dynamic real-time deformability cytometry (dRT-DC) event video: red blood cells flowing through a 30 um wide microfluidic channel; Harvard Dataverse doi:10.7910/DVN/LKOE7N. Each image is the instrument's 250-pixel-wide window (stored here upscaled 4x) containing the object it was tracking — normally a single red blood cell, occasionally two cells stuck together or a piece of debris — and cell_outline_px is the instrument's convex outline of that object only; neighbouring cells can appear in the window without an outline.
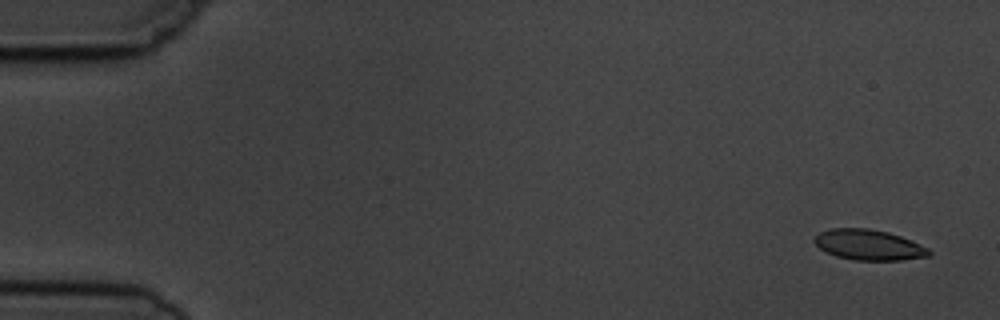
{"species": "common noctule bat (a hibernating species)", "species_latin": "Nyctalus noctula", "temperature_condition": "cold", "stored_images_in_passage": 5, "camera_frame_rate_fps": 3000, "um_per_image_px": 0.085, "animal": {"sex": "male", "body_mass_g": 19.5, "forearm_length_mm": 54.6}, "frame": {"image": 1, "passage_image": 1, "time_ms": 0.0, "image_size_px": [1000, 320], "cell_outline_px": [[932, 252], [928, 256], [900, 260], [856, 260], [836, 256], [820, 248], [812, 240], [820, 232], [832, 228], [868, 228], [888, 232], [912, 240], [928, 248]], "centroid_in_image_um": [73.85, 20.81], "position_along_channel_um": 11.1, "area_um2": 20.23}}
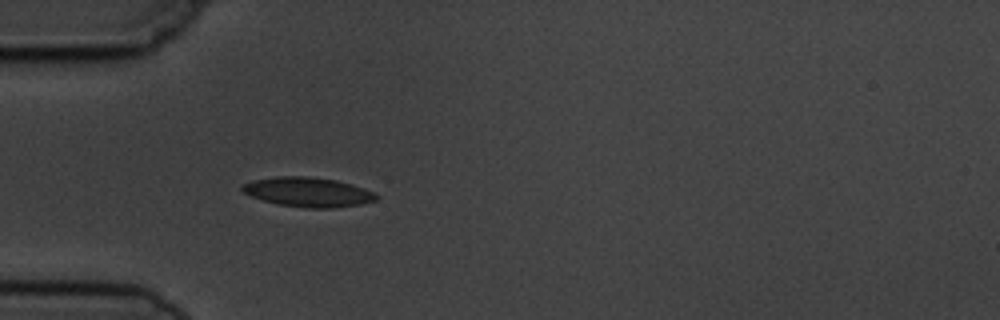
{"frame": {"image": 2, "passage_image": 5, "time_ms": 4.667, "image_size_px": [1000, 320], "cell_outline_px": [[380, 196], [376, 200], [360, 204], [332, 208], [308, 208], [280, 204], [264, 200], [252, 196], [244, 192], [240, 188], [244, 184], [252, 180], [276, 176], [308, 176], [336, 180], [364, 188], [376, 192]], "centroid_in_image_um": [26.22, 16.32], "position_along_channel_um": 58.8, "area_um2": 22.95}}